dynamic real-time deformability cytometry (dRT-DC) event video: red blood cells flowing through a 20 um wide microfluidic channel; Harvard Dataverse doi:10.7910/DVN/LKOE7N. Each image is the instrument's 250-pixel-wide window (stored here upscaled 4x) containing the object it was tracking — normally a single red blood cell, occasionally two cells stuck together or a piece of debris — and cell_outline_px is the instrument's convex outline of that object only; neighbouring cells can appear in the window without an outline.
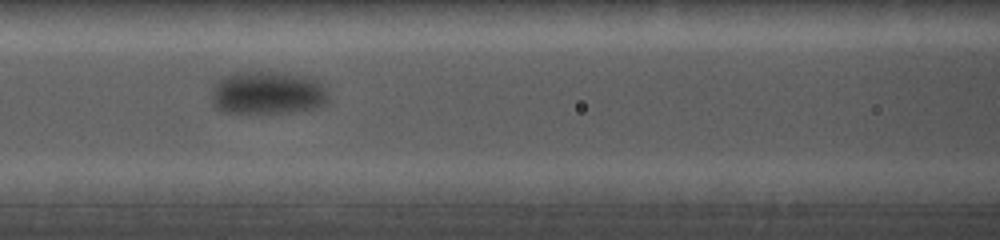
{"species": "common noctule bat (a hibernating species)", "species_latin": "Nyctalus noctula", "temperature_condition": "cold", "stored_images_in_passage": 16, "camera_frame_rate_fps": 5000, "um_per_image_px": 0.085, "animal": {"sex": "female", "body_mass_g": 19.0, "forearm_length_mm": 56.7}, "frame": {"image": 1, "passage_image": 4, "time_ms": 3.2, "image_size_px": [1000, 240], "cell_outline_px": [[328, 104], [316, 108], [292, 112], [224, 112], [216, 108], [212, 104], [212, 84], [220, 76], [232, 72], [296, 72], [316, 76], [324, 88], [328, 96]], "centroid_in_image_um": [22.77, 7.85], "position_along_channel_um": 143.8, "area_um2": 30.29}}
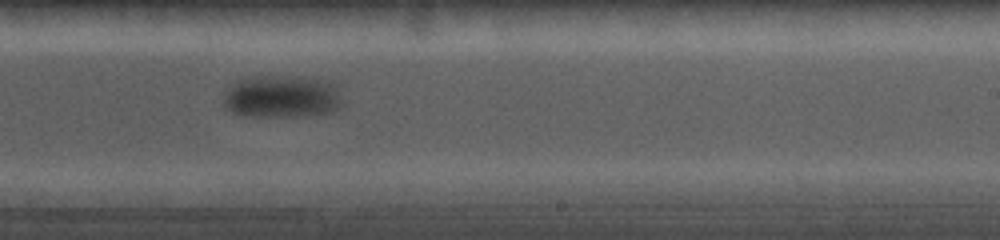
{"frame": {"image": 2, "passage_image": 7, "time_ms": 6.6, "image_size_px": [1000, 240], "cell_outline_px": [[344, 104], [340, 108], [332, 112], [292, 116], [240, 116], [232, 112], [224, 104], [224, 96], [232, 84], [240, 80], [252, 76], [304, 76], [336, 84]], "centroid_in_image_um": [23.99, 8.2], "position_along_channel_um": 265.0, "area_um2": 29.59}}
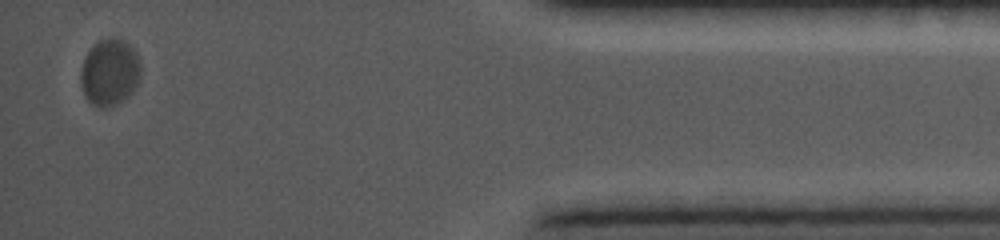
{"frame": {"image": 3, "passage_image": 15, "time_ms": 12.4, "image_size_px": [1000, 240], "cell_outline_px": [[140, 80], [132, 92], [128, 96], [116, 104], [104, 108], [100, 108], [92, 104], [84, 96], [80, 84], [80, 72], [84, 60], [88, 52], [100, 40], [108, 36], [112, 36], [124, 40], [136, 52], [140, 60]], "centroid_in_image_um": [9.33, 6.15], "position_along_channel_um": 425.9, "area_um2": 23.52}}